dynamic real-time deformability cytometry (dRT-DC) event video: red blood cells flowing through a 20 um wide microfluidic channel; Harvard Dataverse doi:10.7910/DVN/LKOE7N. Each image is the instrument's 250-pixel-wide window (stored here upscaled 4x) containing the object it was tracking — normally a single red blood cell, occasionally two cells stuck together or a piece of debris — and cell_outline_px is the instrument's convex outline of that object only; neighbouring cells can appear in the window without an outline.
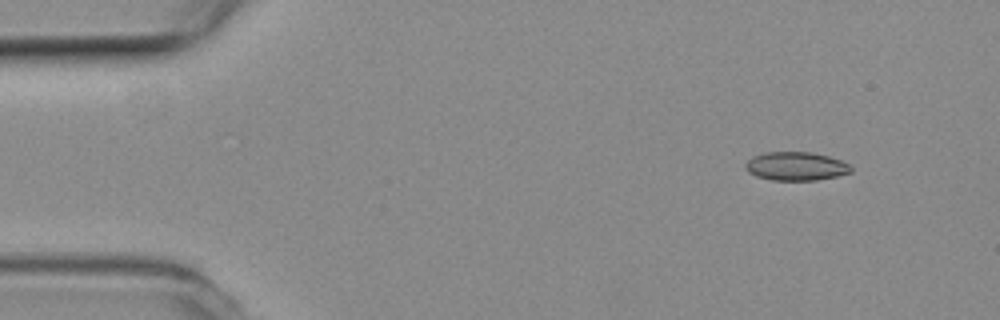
{"species": "common noctule bat (a hibernating species)", "species_latin": "Nyctalus noctula", "temperature_condition": "room temperature", "stored_images_in_passage": 22, "camera_frame_rate_fps": 3000, "um_per_image_px": 0.085, "animal": {"sex": "female", "body_mass_g": 19.3, "forearm_length_mm": 54.1}, "frame": {"image": 1, "passage_image": 1, "time_ms": 0.0, "image_size_px": [1000, 320], "cell_outline_px": [[852, 172], [836, 176], [816, 180], [772, 180], [756, 176], [748, 172], [744, 168], [744, 164], [752, 156], [764, 152], [812, 152], [828, 156], [840, 160], [848, 164], [852, 168]], "centroid_in_image_um": [67.62, 14.12], "position_along_channel_um": 17.4, "area_um2": 17.63}}
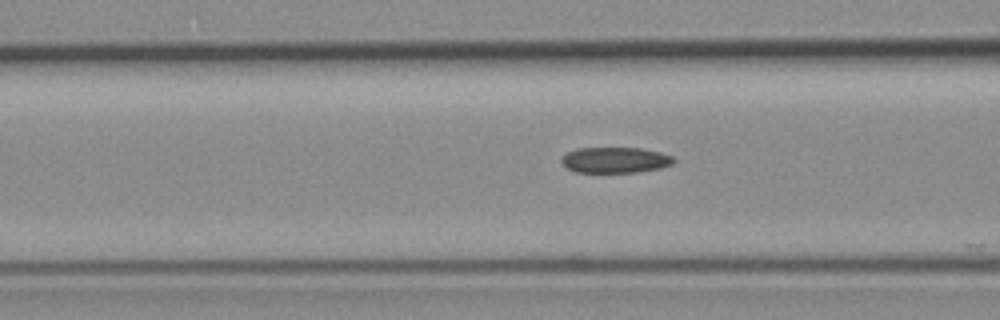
{"frame": {"image": 2, "passage_image": 16, "time_ms": 5.0, "image_size_px": [1000, 320], "cell_outline_px": [[676, 160], [672, 164], [660, 168], [636, 172], [576, 172], [568, 168], [560, 160], [568, 152], [576, 148], [640, 148], [660, 152], [672, 156]], "centroid_in_image_um": [52.31, 13.6], "position_along_channel_um": 114.3, "area_um2": 16.7}}
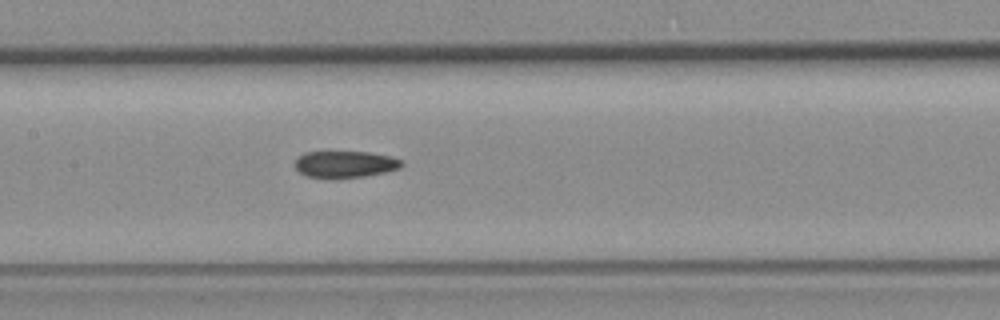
{"frame": {"image": 3, "passage_image": 21, "time_ms": 6.667, "image_size_px": [1000, 320], "cell_outline_px": [[404, 164], [400, 168], [384, 172], [364, 176], [336, 180], [328, 180], [308, 176], [300, 172], [296, 168], [296, 160], [304, 152], [368, 152], [388, 156], [400, 160]], "centroid_in_image_um": [29.3, 13.99], "position_along_channel_um": 178.1, "area_um2": 16.76}}